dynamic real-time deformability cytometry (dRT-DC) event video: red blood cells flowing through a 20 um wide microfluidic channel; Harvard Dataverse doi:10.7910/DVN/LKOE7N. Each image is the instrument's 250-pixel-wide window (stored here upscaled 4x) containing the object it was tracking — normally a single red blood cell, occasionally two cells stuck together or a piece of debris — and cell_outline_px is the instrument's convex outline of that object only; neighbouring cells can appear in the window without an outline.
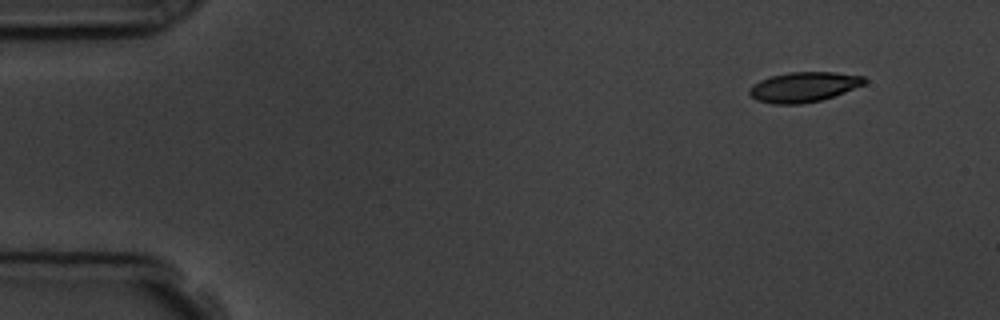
{"species": "common noctule bat (a hibernating species)", "species_latin": "Nyctalus noctula", "temperature_condition": "room temperature", "stored_images_in_passage": 5, "camera_frame_rate_fps": 3000, "um_per_image_px": 0.085, "animal": {"sex": "male", "body_mass_g": 19.5, "forearm_length_mm": 54.6}, "frame": {"image": 1, "passage_image": 1, "time_ms": 0.0, "image_size_px": [1000, 320], "cell_outline_px": [[868, 80], [864, 84], [844, 92], [820, 100], [800, 104], [776, 104], [756, 100], [748, 92], [748, 88], [752, 84], [760, 80], [772, 76], [788, 72], [832, 72], [864, 76]], "centroid_in_image_um": [68.29, 7.39], "position_along_channel_um": 16.7, "area_um2": 20.0}}
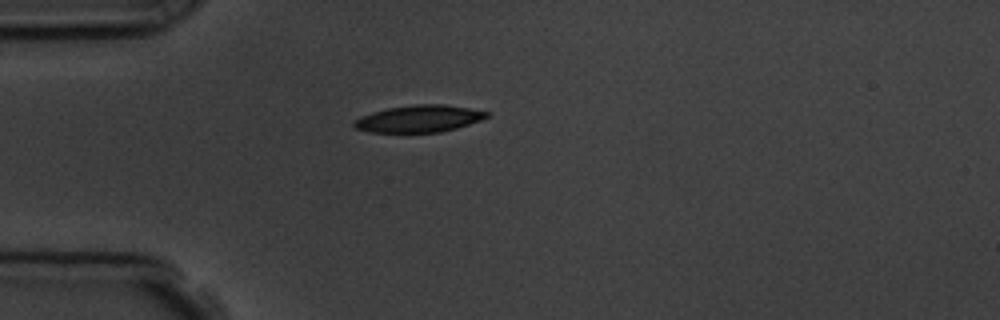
{"frame": {"image": 2, "passage_image": 4, "time_ms": 3.333, "image_size_px": [1000, 320], "cell_outline_px": [[488, 116], [480, 120], [456, 128], [440, 132], [368, 132], [356, 128], [352, 124], [360, 116], [372, 112], [388, 108], [416, 104], [444, 104], [468, 108], [488, 112]], "centroid_in_image_um": [35.59, 10.09], "position_along_channel_um": 49.4, "area_um2": 20.63}}